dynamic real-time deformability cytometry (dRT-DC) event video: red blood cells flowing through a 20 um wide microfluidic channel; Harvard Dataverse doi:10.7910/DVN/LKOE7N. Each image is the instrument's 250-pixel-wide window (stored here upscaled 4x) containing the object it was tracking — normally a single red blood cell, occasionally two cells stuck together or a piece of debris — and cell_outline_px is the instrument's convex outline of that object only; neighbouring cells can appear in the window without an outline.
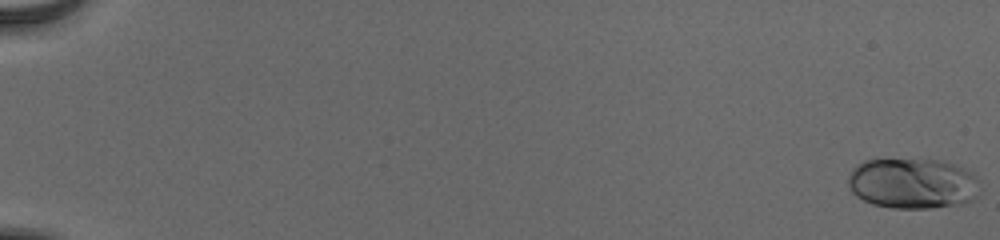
{"species": "human", "species_latin": "Homo sapiens", "temperature_condition": "cold", "stored_images_in_passage": 56, "camera_frame_rate_fps": 3000, "um_per_image_px": 0.085, "donor": {"sex": "male"}, "frame": {"image": 1, "passage_image": 1, "time_ms": 0.0, "image_size_px": [1000, 240], "cell_outline_px": [[980, 192], [972, 200], [964, 204], [928, 208], [892, 208], [872, 204], [856, 196], [852, 192], [848, 184], [848, 176], [852, 168], [864, 160], [944, 160], [972, 172], [976, 176]], "centroid_in_image_um": [77.58, 15.6], "position_along_channel_um": 7.4, "area_um2": 39.02}}
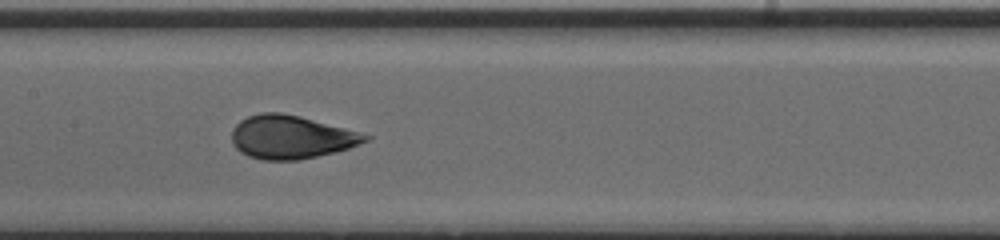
{"frame": {"image": 2, "passage_image": 31, "time_ms": 10.0, "image_size_px": [1000, 240], "cell_outline_px": [[372, 136], [368, 140], [348, 148], [336, 152], [300, 160], [264, 160], [248, 156], [240, 152], [232, 144], [232, 128], [240, 120], [248, 116], [260, 112], [280, 112], [300, 116], [344, 128]], "centroid_in_image_um": [24.7, 11.65], "position_along_channel_um": 182.7, "area_um2": 33.7}}
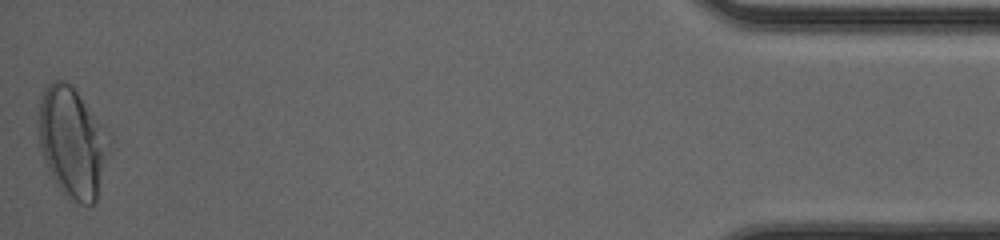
{"frame": {"image": 3, "passage_image": 56, "time_ms": 18.333, "image_size_px": [1000, 240], "cell_outline_px": [[112, 140], [96, 200], [92, 204], [80, 204], [68, 200], [64, 196], [56, 184], [48, 168], [40, 144], [36, 124], [36, 108], [44, 88], [52, 80], [64, 80], [76, 92], [112, 136]], "centroid_in_image_um": [6.12, 12.09], "position_along_channel_um": 429.1, "area_um2": 45.89}, "authors_computed_cell_mechanics": {"area_um2": 33.7552, "velocity_mm_per_s": 3.8912, "shape_relaxation_time_tau1_ms": 3.8511, "shape_relaxation_time_tau2_ms": null, "deformation_change_tau1": 0.1674, "deformation_change_tau2": null}}